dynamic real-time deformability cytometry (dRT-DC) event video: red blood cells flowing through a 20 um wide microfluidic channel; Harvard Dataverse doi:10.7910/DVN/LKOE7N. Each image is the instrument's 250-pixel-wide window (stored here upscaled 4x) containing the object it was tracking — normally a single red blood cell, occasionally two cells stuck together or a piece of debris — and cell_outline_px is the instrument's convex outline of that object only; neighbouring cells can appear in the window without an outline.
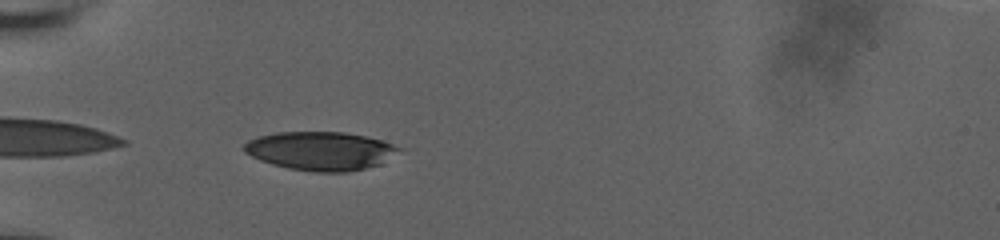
{"species": "human", "species_latin": "Homo sapiens", "temperature_condition": "room temperature", "stored_images_in_passage": 25, "camera_frame_rate_fps": 3000, "um_per_image_px": 0.085, "donor": {"sex": "male"}, "frame": {"image": 1, "passage_image": 1, "time_ms": 0.0, "image_size_px": [1000, 240], "cell_outline_px": [[404, 148], [380, 164], [348, 172], [316, 172], [288, 168], [272, 164], [260, 160], [244, 152], [244, 144], [248, 140], [256, 136], [276, 132], [344, 132], [364, 136], [380, 140]], "centroid_in_image_um": [27.22, 12.82], "position_along_channel_um": 57.8, "area_um2": 34.74}}
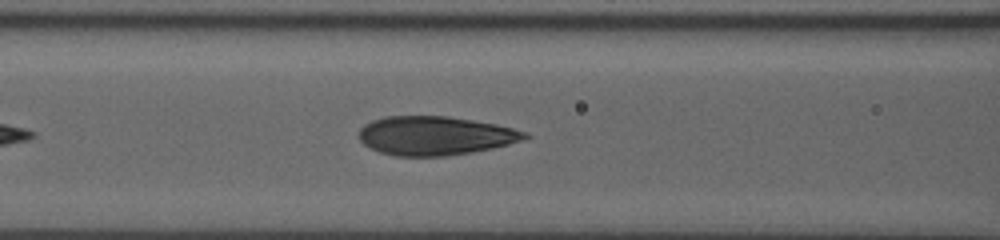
{"frame": {"image": 2, "passage_image": 13, "time_ms": 2.333, "image_size_px": [1000, 240], "cell_outline_px": [[532, 136], [508, 144], [492, 148], [472, 152], [444, 156], [396, 156], [380, 152], [364, 144], [360, 140], [360, 128], [364, 124], [372, 120], [384, 116], [448, 116], [496, 124], [528, 132]], "centroid_in_image_um": [36.98, 11.53], "position_along_channel_um": 129.6, "area_um2": 37.45}}
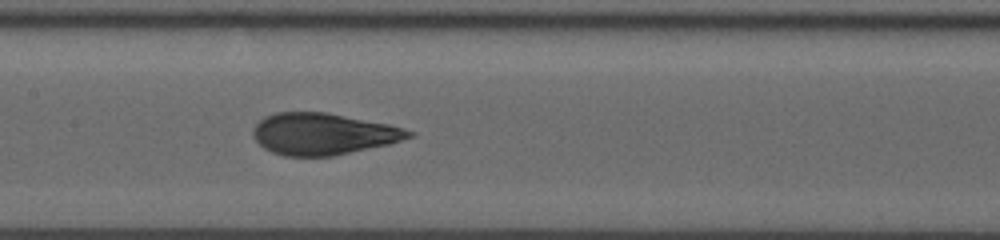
{"frame": {"image": 3, "passage_image": 22, "time_ms": 3.667, "image_size_px": [1000, 240], "cell_outline_px": [[416, 136], [388, 144], [332, 156], [284, 156], [272, 152], [264, 148], [252, 136], [252, 132], [256, 124], [264, 116], [276, 112], [324, 112], [388, 124], [404, 128], [416, 132]], "centroid_in_image_um": [27.46, 11.38], "position_along_channel_um": 179.9, "area_um2": 37.69}}